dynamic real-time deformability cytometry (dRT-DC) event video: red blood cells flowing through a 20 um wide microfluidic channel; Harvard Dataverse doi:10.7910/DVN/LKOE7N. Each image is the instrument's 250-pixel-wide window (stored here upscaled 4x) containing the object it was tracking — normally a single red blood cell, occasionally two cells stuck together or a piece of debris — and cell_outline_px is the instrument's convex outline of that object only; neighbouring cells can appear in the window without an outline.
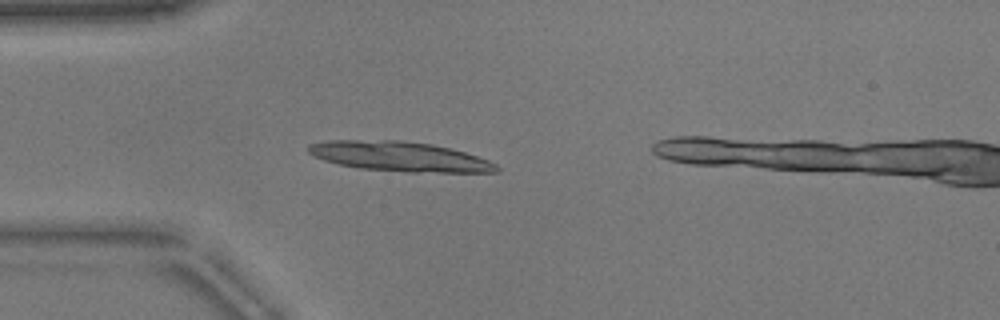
{"species": "common noctule bat (a hibernating species)", "species_latin": "Nyctalus noctula", "temperature_condition": "warm", "stored_images_in_passage": 40, "camera_frame_rate_fps": 3000, "um_per_image_px": 0.085, "animal": {"sex": "male", "body_mass_g": 17.9}, "frame": {"image": 1, "passage_image": 1, "time_ms": 0.0, "image_size_px": [1000, 320], "cell_outline_px": [[500, 168], [496, 172], [408, 172], [356, 168], [324, 160], [308, 152], [308, 144], [328, 140], [400, 140], [432, 144], [464, 152], [488, 160], [496, 164]], "centroid_in_image_um": [33.95, 13.3], "position_along_channel_um": 51.0, "area_um2": 32.48}}